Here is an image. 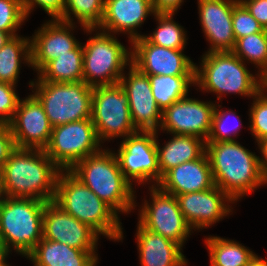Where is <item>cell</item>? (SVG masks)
<instances>
[{
  "label": "cell",
  "mask_w": 267,
  "mask_h": 266,
  "mask_svg": "<svg viewBox=\"0 0 267 266\" xmlns=\"http://www.w3.org/2000/svg\"><path fill=\"white\" fill-rule=\"evenodd\" d=\"M212 170L206 152L198 159L168 170L157 186L172 195L205 191L214 186Z\"/></svg>",
  "instance_id": "22"
},
{
  "label": "cell",
  "mask_w": 267,
  "mask_h": 266,
  "mask_svg": "<svg viewBox=\"0 0 267 266\" xmlns=\"http://www.w3.org/2000/svg\"><path fill=\"white\" fill-rule=\"evenodd\" d=\"M15 87L13 84L0 82V124H8L16 112L20 97Z\"/></svg>",
  "instance_id": "37"
},
{
  "label": "cell",
  "mask_w": 267,
  "mask_h": 266,
  "mask_svg": "<svg viewBox=\"0 0 267 266\" xmlns=\"http://www.w3.org/2000/svg\"><path fill=\"white\" fill-rule=\"evenodd\" d=\"M8 126L16 147L39 150L48 145L53 128L43 105L32 93L19 100Z\"/></svg>",
  "instance_id": "15"
},
{
  "label": "cell",
  "mask_w": 267,
  "mask_h": 266,
  "mask_svg": "<svg viewBox=\"0 0 267 266\" xmlns=\"http://www.w3.org/2000/svg\"><path fill=\"white\" fill-rule=\"evenodd\" d=\"M13 36L7 32L0 31V49L12 38Z\"/></svg>",
  "instance_id": "43"
},
{
  "label": "cell",
  "mask_w": 267,
  "mask_h": 266,
  "mask_svg": "<svg viewBox=\"0 0 267 266\" xmlns=\"http://www.w3.org/2000/svg\"><path fill=\"white\" fill-rule=\"evenodd\" d=\"M7 255L3 245L0 242V261Z\"/></svg>",
  "instance_id": "46"
},
{
  "label": "cell",
  "mask_w": 267,
  "mask_h": 266,
  "mask_svg": "<svg viewBox=\"0 0 267 266\" xmlns=\"http://www.w3.org/2000/svg\"><path fill=\"white\" fill-rule=\"evenodd\" d=\"M43 238L80 250H97L99 234L51 201L43 212Z\"/></svg>",
  "instance_id": "19"
},
{
  "label": "cell",
  "mask_w": 267,
  "mask_h": 266,
  "mask_svg": "<svg viewBox=\"0 0 267 266\" xmlns=\"http://www.w3.org/2000/svg\"><path fill=\"white\" fill-rule=\"evenodd\" d=\"M232 23L236 40L247 35L265 31L239 1L233 7Z\"/></svg>",
  "instance_id": "36"
},
{
  "label": "cell",
  "mask_w": 267,
  "mask_h": 266,
  "mask_svg": "<svg viewBox=\"0 0 267 266\" xmlns=\"http://www.w3.org/2000/svg\"><path fill=\"white\" fill-rule=\"evenodd\" d=\"M232 52L244 63L254 64L261 76L267 70V30L238 38Z\"/></svg>",
  "instance_id": "32"
},
{
  "label": "cell",
  "mask_w": 267,
  "mask_h": 266,
  "mask_svg": "<svg viewBox=\"0 0 267 266\" xmlns=\"http://www.w3.org/2000/svg\"><path fill=\"white\" fill-rule=\"evenodd\" d=\"M257 145L261 152V158H259L260 168L264 178L267 180V138L258 141Z\"/></svg>",
  "instance_id": "42"
},
{
  "label": "cell",
  "mask_w": 267,
  "mask_h": 266,
  "mask_svg": "<svg viewBox=\"0 0 267 266\" xmlns=\"http://www.w3.org/2000/svg\"><path fill=\"white\" fill-rule=\"evenodd\" d=\"M131 48V64L145 75L194 76L195 63L184 49L161 47L145 36L134 39Z\"/></svg>",
  "instance_id": "13"
},
{
  "label": "cell",
  "mask_w": 267,
  "mask_h": 266,
  "mask_svg": "<svg viewBox=\"0 0 267 266\" xmlns=\"http://www.w3.org/2000/svg\"><path fill=\"white\" fill-rule=\"evenodd\" d=\"M54 202L100 236L117 242L123 240L118 214L69 170H61L57 177Z\"/></svg>",
  "instance_id": "3"
},
{
  "label": "cell",
  "mask_w": 267,
  "mask_h": 266,
  "mask_svg": "<svg viewBox=\"0 0 267 266\" xmlns=\"http://www.w3.org/2000/svg\"><path fill=\"white\" fill-rule=\"evenodd\" d=\"M91 118L52 128L47 156L61 169L70 170L76 163L102 149Z\"/></svg>",
  "instance_id": "10"
},
{
  "label": "cell",
  "mask_w": 267,
  "mask_h": 266,
  "mask_svg": "<svg viewBox=\"0 0 267 266\" xmlns=\"http://www.w3.org/2000/svg\"><path fill=\"white\" fill-rule=\"evenodd\" d=\"M104 4L105 0H66L61 20L73 24L79 23L84 33L86 31L88 35L93 34V29L98 28L102 21ZM73 17L77 19V23Z\"/></svg>",
  "instance_id": "30"
},
{
  "label": "cell",
  "mask_w": 267,
  "mask_h": 266,
  "mask_svg": "<svg viewBox=\"0 0 267 266\" xmlns=\"http://www.w3.org/2000/svg\"><path fill=\"white\" fill-rule=\"evenodd\" d=\"M184 0H151L155 13H175L181 8Z\"/></svg>",
  "instance_id": "41"
},
{
  "label": "cell",
  "mask_w": 267,
  "mask_h": 266,
  "mask_svg": "<svg viewBox=\"0 0 267 266\" xmlns=\"http://www.w3.org/2000/svg\"><path fill=\"white\" fill-rule=\"evenodd\" d=\"M45 205L40 199L2 197L0 242L8 255L14 250L26 258L43 238Z\"/></svg>",
  "instance_id": "6"
},
{
  "label": "cell",
  "mask_w": 267,
  "mask_h": 266,
  "mask_svg": "<svg viewBox=\"0 0 267 266\" xmlns=\"http://www.w3.org/2000/svg\"><path fill=\"white\" fill-rule=\"evenodd\" d=\"M201 57L200 67L195 63L194 71L195 85L201 91L213 92L221 101L222 94L253 98L261 90L260 74H252L232 51L208 52Z\"/></svg>",
  "instance_id": "5"
},
{
  "label": "cell",
  "mask_w": 267,
  "mask_h": 266,
  "mask_svg": "<svg viewBox=\"0 0 267 266\" xmlns=\"http://www.w3.org/2000/svg\"><path fill=\"white\" fill-rule=\"evenodd\" d=\"M73 23L60 19L46 21L41 28L30 36L31 68L37 74L52 60L63 54H69L80 43L74 37Z\"/></svg>",
  "instance_id": "17"
},
{
  "label": "cell",
  "mask_w": 267,
  "mask_h": 266,
  "mask_svg": "<svg viewBox=\"0 0 267 266\" xmlns=\"http://www.w3.org/2000/svg\"><path fill=\"white\" fill-rule=\"evenodd\" d=\"M155 11L151 0H105L104 15L97 29L109 33H125L131 42L143 36L137 29L144 24L148 15Z\"/></svg>",
  "instance_id": "21"
},
{
  "label": "cell",
  "mask_w": 267,
  "mask_h": 266,
  "mask_svg": "<svg viewBox=\"0 0 267 266\" xmlns=\"http://www.w3.org/2000/svg\"><path fill=\"white\" fill-rule=\"evenodd\" d=\"M180 210L192 230H202L221 221L232 211L235 202L219 187L214 185L205 191L176 196Z\"/></svg>",
  "instance_id": "18"
},
{
  "label": "cell",
  "mask_w": 267,
  "mask_h": 266,
  "mask_svg": "<svg viewBox=\"0 0 267 266\" xmlns=\"http://www.w3.org/2000/svg\"><path fill=\"white\" fill-rule=\"evenodd\" d=\"M171 135V139H169V141L162 147L159 145L157 132L156 147L160 169V180L168 170L182 163L196 160L206 152V141L200 137Z\"/></svg>",
  "instance_id": "25"
},
{
  "label": "cell",
  "mask_w": 267,
  "mask_h": 266,
  "mask_svg": "<svg viewBox=\"0 0 267 266\" xmlns=\"http://www.w3.org/2000/svg\"><path fill=\"white\" fill-rule=\"evenodd\" d=\"M26 19L22 0H0V31L17 36Z\"/></svg>",
  "instance_id": "34"
},
{
  "label": "cell",
  "mask_w": 267,
  "mask_h": 266,
  "mask_svg": "<svg viewBox=\"0 0 267 266\" xmlns=\"http://www.w3.org/2000/svg\"><path fill=\"white\" fill-rule=\"evenodd\" d=\"M128 67V74L125 75L124 72L119 83L128 96L133 126L137 131L158 132L162 122V111L152 94L149 76L132 64Z\"/></svg>",
  "instance_id": "16"
},
{
  "label": "cell",
  "mask_w": 267,
  "mask_h": 266,
  "mask_svg": "<svg viewBox=\"0 0 267 266\" xmlns=\"http://www.w3.org/2000/svg\"><path fill=\"white\" fill-rule=\"evenodd\" d=\"M91 120L100 143L137 132L129 110L128 96L120 83L93 87Z\"/></svg>",
  "instance_id": "9"
},
{
  "label": "cell",
  "mask_w": 267,
  "mask_h": 266,
  "mask_svg": "<svg viewBox=\"0 0 267 266\" xmlns=\"http://www.w3.org/2000/svg\"><path fill=\"white\" fill-rule=\"evenodd\" d=\"M8 254L0 261V266H9V264H7V258H8Z\"/></svg>",
  "instance_id": "47"
},
{
  "label": "cell",
  "mask_w": 267,
  "mask_h": 266,
  "mask_svg": "<svg viewBox=\"0 0 267 266\" xmlns=\"http://www.w3.org/2000/svg\"><path fill=\"white\" fill-rule=\"evenodd\" d=\"M15 148L10 127L8 124H0V171Z\"/></svg>",
  "instance_id": "39"
},
{
  "label": "cell",
  "mask_w": 267,
  "mask_h": 266,
  "mask_svg": "<svg viewBox=\"0 0 267 266\" xmlns=\"http://www.w3.org/2000/svg\"><path fill=\"white\" fill-rule=\"evenodd\" d=\"M156 137L155 131H137L120 142L115 155L123 175L132 185L152 182L151 186H157L160 181Z\"/></svg>",
  "instance_id": "12"
},
{
  "label": "cell",
  "mask_w": 267,
  "mask_h": 266,
  "mask_svg": "<svg viewBox=\"0 0 267 266\" xmlns=\"http://www.w3.org/2000/svg\"><path fill=\"white\" fill-rule=\"evenodd\" d=\"M2 197H3V195H2V192L0 190V201H1Z\"/></svg>",
  "instance_id": "48"
},
{
  "label": "cell",
  "mask_w": 267,
  "mask_h": 266,
  "mask_svg": "<svg viewBox=\"0 0 267 266\" xmlns=\"http://www.w3.org/2000/svg\"><path fill=\"white\" fill-rule=\"evenodd\" d=\"M136 241L141 266H187L188 264L179 244L145 229L139 222Z\"/></svg>",
  "instance_id": "23"
},
{
  "label": "cell",
  "mask_w": 267,
  "mask_h": 266,
  "mask_svg": "<svg viewBox=\"0 0 267 266\" xmlns=\"http://www.w3.org/2000/svg\"><path fill=\"white\" fill-rule=\"evenodd\" d=\"M199 22L210 44L207 52L232 51L235 46L232 14L238 0H197Z\"/></svg>",
  "instance_id": "20"
},
{
  "label": "cell",
  "mask_w": 267,
  "mask_h": 266,
  "mask_svg": "<svg viewBox=\"0 0 267 266\" xmlns=\"http://www.w3.org/2000/svg\"><path fill=\"white\" fill-rule=\"evenodd\" d=\"M93 31L96 34L82 44L83 81L91 87L117 84L131 65L132 48L125 47L114 34L97 28Z\"/></svg>",
  "instance_id": "8"
},
{
  "label": "cell",
  "mask_w": 267,
  "mask_h": 266,
  "mask_svg": "<svg viewBox=\"0 0 267 266\" xmlns=\"http://www.w3.org/2000/svg\"><path fill=\"white\" fill-rule=\"evenodd\" d=\"M204 241L209 250L210 266H248L257 256L239 242L220 236L209 235Z\"/></svg>",
  "instance_id": "26"
},
{
  "label": "cell",
  "mask_w": 267,
  "mask_h": 266,
  "mask_svg": "<svg viewBox=\"0 0 267 266\" xmlns=\"http://www.w3.org/2000/svg\"><path fill=\"white\" fill-rule=\"evenodd\" d=\"M151 201L144 200L138 222L149 231L172 240L181 247L187 241L192 228L186 222L175 195L162 191L158 186H148Z\"/></svg>",
  "instance_id": "11"
},
{
  "label": "cell",
  "mask_w": 267,
  "mask_h": 266,
  "mask_svg": "<svg viewBox=\"0 0 267 266\" xmlns=\"http://www.w3.org/2000/svg\"><path fill=\"white\" fill-rule=\"evenodd\" d=\"M60 171L44 150L16 147L0 171V190L6 197L51 202Z\"/></svg>",
  "instance_id": "1"
},
{
  "label": "cell",
  "mask_w": 267,
  "mask_h": 266,
  "mask_svg": "<svg viewBox=\"0 0 267 266\" xmlns=\"http://www.w3.org/2000/svg\"><path fill=\"white\" fill-rule=\"evenodd\" d=\"M261 90L267 95V70L261 75Z\"/></svg>",
  "instance_id": "45"
},
{
  "label": "cell",
  "mask_w": 267,
  "mask_h": 266,
  "mask_svg": "<svg viewBox=\"0 0 267 266\" xmlns=\"http://www.w3.org/2000/svg\"><path fill=\"white\" fill-rule=\"evenodd\" d=\"M69 171L117 214H128L136 208V191L123 175L113 150L102 148Z\"/></svg>",
  "instance_id": "4"
},
{
  "label": "cell",
  "mask_w": 267,
  "mask_h": 266,
  "mask_svg": "<svg viewBox=\"0 0 267 266\" xmlns=\"http://www.w3.org/2000/svg\"><path fill=\"white\" fill-rule=\"evenodd\" d=\"M220 108H222V106L220 104L217 105L216 102L211 130L206 142L235 141L234 137L239 135L238 131L242 127L241 118L237 115L236 111H233L231 109H227L228 111H225ZM231 116L235 118V120L233 121H236L237 124L234 122L236 125L234 124L230 127L227 125V123L229 124V119L231 118Z\"/></svg>",
  "instance_id": "33"
},
{
  "label": "cell",
  "mask_w": 267,
  "mask_h": 266,
  "mask_svg": "<svg viewBox=\"0 0 267 266\" xmlns=\"http://www.w3.org/2000/svg\"><path fill=\"white\" fill-rule=\"evenodd\" d=\"M247 11L267 30V0H238Z\"/></svg>",
  "instance_id": "40"
},
{
  "label": "cell",
  "mask_w": 267,
  "mask_h": 266,
  "mask_svg": "<svg viewBox=\"0 0 267 266\" xmlns=\"http://www.w3.org/2000/svg\"><path fill=\"white\" fill-rule=\"evenodd\" d=\"M21 63L31 67L30 39L17 35L0 49V82L16 86L20 77Z\"/></svg>",
  "instance_id": "27"
},
{
  "label": "cell",
  "mask_w": 267,
  "mask_h": 266,
  "mask_svg": "<svg viewBox=\"0 0 267 266\" xmlns=\"http://www.w3.org/2000/svg\"><path fill=\"white\" fill-rule=\"evenodd\" d=\"M216 103L183 97L162 112L159 128L175 135L196 136L207 141Z\"/></svg>",
  "instance_id": "14"
},
{
  "label": "cell",
  "mask_w": 267,
  "mask_h": 266,
  "mask_svg": "<svg viewBox=\"0 0 267 266\" xmlns=\"http://www.w3.org/2000/svg\"><path fill=\"white\" fill-rule=\"evenodd\" d=\"M37 78L29 86L52 127L91 118L93 87L84 81L49 82Z\"/></svg>",
  "instance_id": "7"
},
{
  "label": "cell",
  "mask_w": 267,
  "mask_h": 266,
  "mask_svg": "<svg viewBox=\"0 0 267 266\" xmlns=\"http://www.w3.org/2000/svg\"><path fill=\"white\" fill-rule=\"evenodd\" d=\"M37 75L42 81L49 82L83 81L82 43L69 51V54H63L50 61Z\"/></svg>",
  "instance_id": "28"
},
{
  "label": "cell",
  "mask_w": 267,
  "mask_h": 266,
  "mask_svg": "<svg viewBox=\"0 0 267 266\" xmlns=\"http://www.w3.org/2000/svg\"><path fill=\"white\" fill-rule=\"evenodd\" d=\"M248 266H267V259L260 258L257 255Z\"/></svg>",
  "instance_id": "44"
},
{
  "label": "cell",
  "mask_w": 267,
  "mask_h": 266,
  "mask_svg": "<svg viewBox=\"0 0 267 266\" xmlns=\"http://www.w3.org/2000/svg\"><path fill=\"white\" fill-rule=\"evenodd\" d=\"M214 184L234 202L267 184L259 158L238 141L206 142Z\"/></svg>",
  "instance_id": "2"
},
{
  "label": "cell",
  "mask_w": 267,
  "mask_h": 266,
  "mask_svg": "<svg viewBox=\"0 0 267 266\" xmlns=\"http://www.w3.org/2000/svg\"><path fill=\"white\" fill-rule=\"evenodd\" d=\"M175 13H155L158 25L152 34L143 35L152 44L168 49H185L187 44L186 32L180 24L174 21Z\"/></svg>",
  "instance_id": "31"
},
{
  "label": "cell",
  "mask_w": 267,
  "mask_h": 266,
  "mask_svg": "<svg viewBox=\"0 0 267 266\" xmlns=\"http://www.w3.org/2000/svg\"><path fill=\"white\" fill-rule=\"evenodd\" d=\"M97 250H80L42 238L26 257L34 266H97Z\"/></svg>",
  "instance_id": "24"
},
{
  "label": "cell",
  "mask_w": 267,
  "mask_h": 266,
  "mask_svg": "<svg viewBox=\"0 0 267 266\" xmlns=\"http://www.w3.org/2000/svg\"><path fill=\"white\" fill-rule=\"evenodd\" d=\"M149 79L155 102L162 112L188 96L189 87L195 86L194 76L153 75Z\"/></svg>",
  "instance_id": "29"
},
{
  "label": "cell",
  "mask_w": 267,
  "mask_h": 266,
  "mask_svg": "<svg viewBox=\"0 0 267 266\" xmlns=\"http://www.w3.org/2000/svg\"><path fill=\"white\" fill-rule=\"evenodd\" d=\"M66 0H22L24 13L26 18H28L33 12L34 8L39 6V8L44 10L53 19H62L63 12L65 10ZM32 10V11H31Z\"/></svg>",
  "instance_id": "38"
},
{
  "label": "cell",
  "mask_w": 267,
  "mask_h": 266,
  "mask_svg": "<svg viewBox=\"0 0 267 266\" xmlns=\"http://www.w3.org/2000/svg\"><path fill=\"white\" fill-rule=\"evenodd\" d=\"M251 108L249 109L251 135L256 142L267 138V95L260 90L254 97Z\"/></svg>",
  "instance_id": "35"
}]
</instances>
